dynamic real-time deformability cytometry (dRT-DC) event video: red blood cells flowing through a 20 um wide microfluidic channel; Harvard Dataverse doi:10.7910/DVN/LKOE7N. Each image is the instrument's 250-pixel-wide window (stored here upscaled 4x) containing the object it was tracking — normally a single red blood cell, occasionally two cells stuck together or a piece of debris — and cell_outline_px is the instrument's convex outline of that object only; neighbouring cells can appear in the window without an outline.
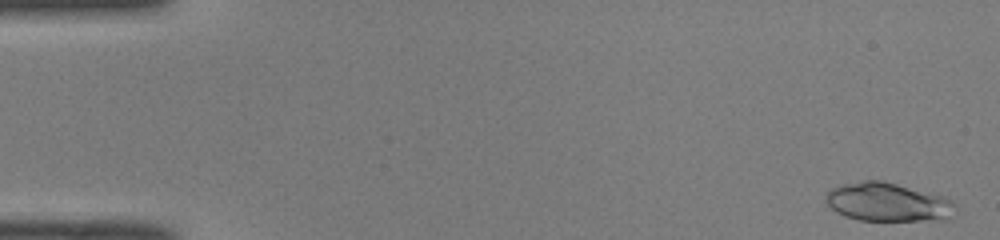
{"species": "common noctule bat (a hibernating species)", "species_latin": "Nyctalus noctula", "temperature_condition": "room temperature", "stored_images_in_passage": 50, "camera_frame_rate_fps": 3000, "um_per_image_px": 0.085, "animal": {"sex": "male", "body_mass_g": 19.0, "forearm_length_mm": 50.8}, "frame": {"image": 1, "passage_image": 2, "time_ms": 0.333, "image_size_px": [1000, 240], "cell_outline_px": [[956, 204], [948, 220], [860, 220], [844, 216], [836, 212], [828, 204], [824, 196], [832, 188], [844, 184], [864, 180], [884, 180], [944, 196], [952, 200]], "centroid_in_image_um": [75.47, 17.17], "position_along_channel_um": 9.5, "area_um2": 29.19}}
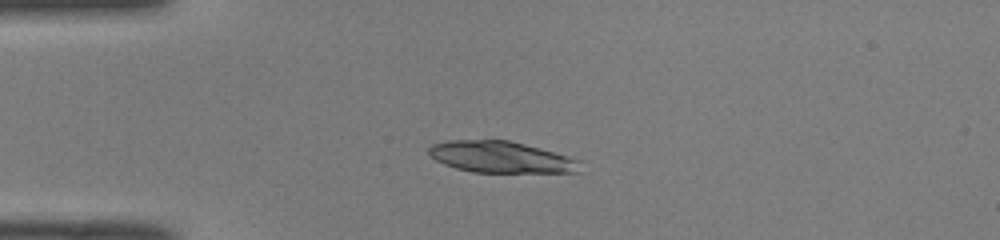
{"frame": {"image": 2, "passage_image": 13, "time_ms": 4.0, "image_size_px": [1000, 240], "cell_outline_px": [[580, 172], [472, 172], [456, 168], [444, 164], [436, 160], [428, 152], [428, 148], [432, 144], [448, 140], [508, 140], [524, 144], [580, 160]], "centroid_in_image_um": [42.54, 13.35], "position_along_channel_um": 42.5, "area_um2": 27.4}}